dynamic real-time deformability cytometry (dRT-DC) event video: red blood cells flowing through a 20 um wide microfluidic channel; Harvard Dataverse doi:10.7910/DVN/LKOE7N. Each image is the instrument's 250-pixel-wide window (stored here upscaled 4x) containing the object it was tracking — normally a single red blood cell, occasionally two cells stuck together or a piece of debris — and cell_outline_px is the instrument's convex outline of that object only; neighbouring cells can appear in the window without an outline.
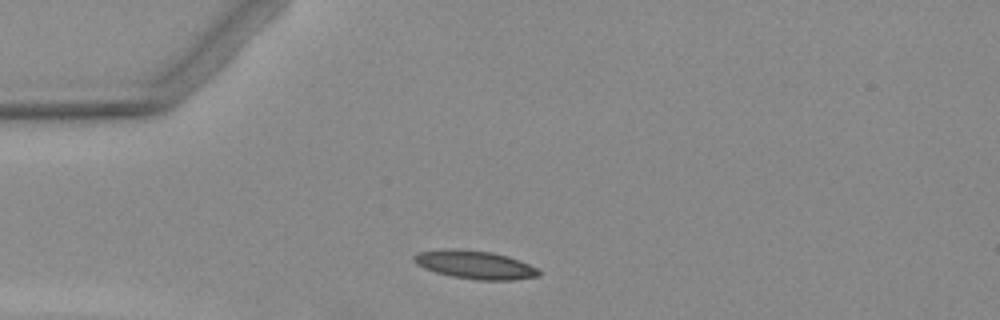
{"species": "Egyptian fruit bat (a non-hibernating species)", "species_latin": "Rousettus aegyptiacus", "temperature_condition": "warm", "stored_images_in_passage": 3, "camera_frame_rate_fps": 3000, "um_per_image_px": 0.085, "animal": {"sex": "female"}, "frame": {"image": 1, "passage_image": 1, "time_ms": 0.0, "image_size_px": [1000, 320], "cell_outline_px": [[540, 276], [512, 280], [480, 280], [452, 276], [436, 272], [424, 268], [416, 264], [412, 260], [412, 256], [420, 252], [492, 252], [508, 256], [528, 264], [536, 268], [540, 272]], "centroid_in_image_um": [40.45, 22.57], "position_along_channel_um": 44.6, "area_um2": 19.36}}
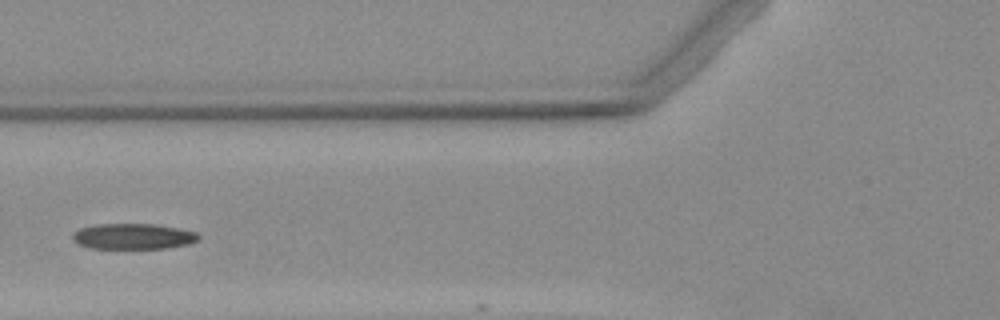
{"frame": {"image": 2, "passage_image": 3, "time_ms": 2.333, "image_size_px": [1000, 320], "cell_outline_px": [[200, 236], [196, 240], [188, 244], [164, 248], [92, 248], [80, 244], [72, 240], [72, 236], [80, 228], [96, 224], [152, 224], [176, 228], [196, 232]], "centroid_in_image_um": [11.3, 20.09], "position_along_channel_um": 114.5, "area_um2": 18.5}}